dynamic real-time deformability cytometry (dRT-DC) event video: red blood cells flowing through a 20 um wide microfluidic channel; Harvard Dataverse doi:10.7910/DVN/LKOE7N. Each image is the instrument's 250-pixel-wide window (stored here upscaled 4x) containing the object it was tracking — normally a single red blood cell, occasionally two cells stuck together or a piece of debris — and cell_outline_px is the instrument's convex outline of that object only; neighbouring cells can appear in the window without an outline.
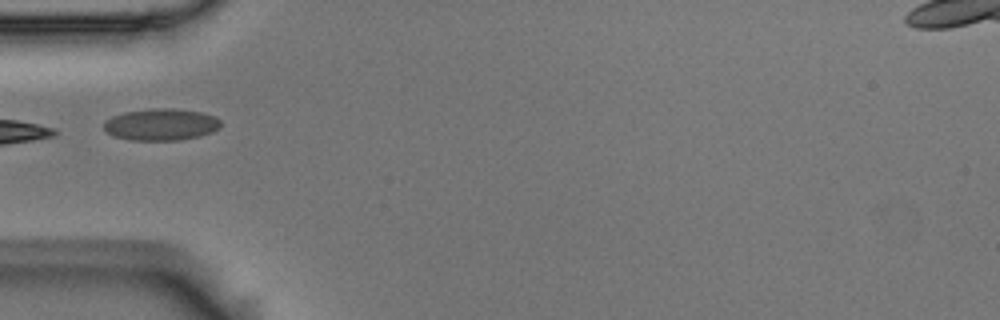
{"species": "Egyptian fruit bat (a non-hibernating species)", "species_latin": "Rousettus aegyptiacus", "temperature_condition": "room temperature", "stored_images_in_passage": 8, "camera_frame_rate_fps": 3000, "um_per_image_px": 0.085, "animal": {"sex": "male"}, "frame": {"image": 1, "passage_image": 1, "time_ms": 0.0, "image_size_px": [1000, 320], "cell_outline_px": [[220, 128], [212, 132], [200, 136], [180, 140], [128, 140], [112, 136], [104, 128], [104, 120], [112, 116], [124, 112], [152, 108], [176, 108], [200, 112], [216, 116], [220, 120]], "centroid_in_image_um": [13.69, 10.58], "position_along_channel_um": 71.3, "area_um2": 21.91}}